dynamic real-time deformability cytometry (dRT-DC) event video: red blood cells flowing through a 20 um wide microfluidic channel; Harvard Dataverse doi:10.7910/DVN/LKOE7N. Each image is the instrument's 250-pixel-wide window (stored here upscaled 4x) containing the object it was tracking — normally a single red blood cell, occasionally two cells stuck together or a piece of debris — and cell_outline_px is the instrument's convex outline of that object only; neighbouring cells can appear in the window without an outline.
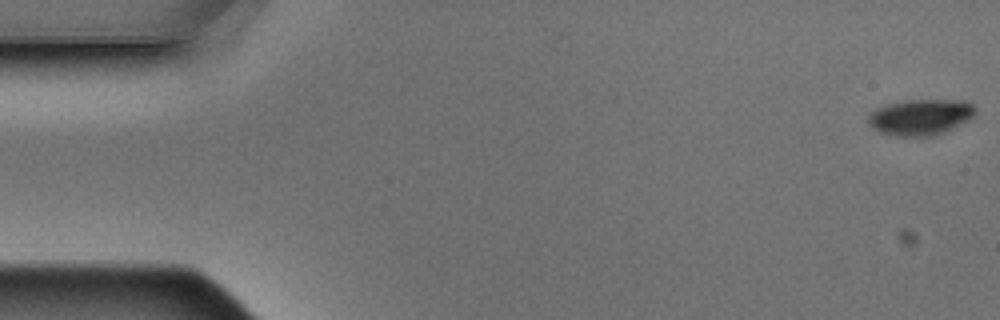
{"species": "Egyptian fruit bat (a non-hibernating species)", "species_latin": "Rousettus aegyptiacus", "temperature_condition": "warm", "stored_images_in_passage": 5, "camera_frame_rate_fps": 3000, "um_per_image_px": 0.085, "animal": {"sex": "male"}, "frame": {"image": 1, "passage_image": 1, "time_ms": 0.0, "image_size_px": [1000, 320], "cell_outline_px": [[976, 112], [968, 120], [944, 132], [932, 136], [896, 136], [880, 132], [872, 128], [868, 120], [868, 116], [876, 108], [884, 104], [904, 100], [964, 100], [972, 104], [976, 108]], "centroid_in_image_um": [78.23, 9.94], "position_along_channel_um": 6.8, "area_um2": 22.48}}
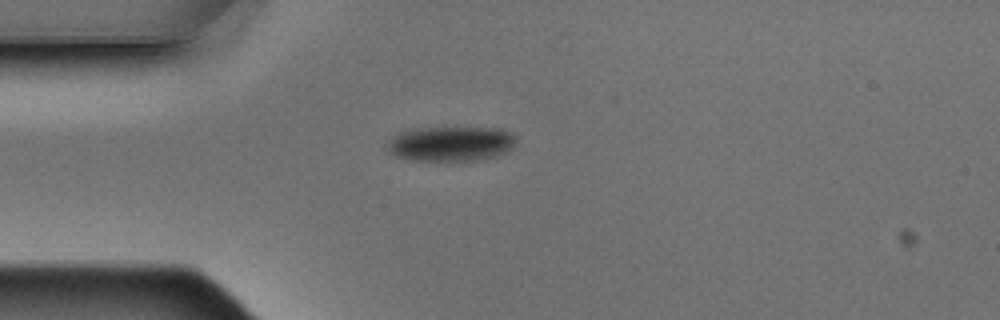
{"frame": {"image": 2, "passage_image": 5, "time_ms": 1.333, "image_size_px": [1000, 320], "cell_outline_px": [[516, 140], [512, 148], [496, 156], [476, 160], [412, 160], [396, 156], [388, 148], [388, 140], [396, 132], [412, 128], [500, 128], [512, 132], [516, 136]], "centroid_in_image_um": [38.32, 12.19], "position_along_channel_um": 46.7, "area_um2": 26.18}}